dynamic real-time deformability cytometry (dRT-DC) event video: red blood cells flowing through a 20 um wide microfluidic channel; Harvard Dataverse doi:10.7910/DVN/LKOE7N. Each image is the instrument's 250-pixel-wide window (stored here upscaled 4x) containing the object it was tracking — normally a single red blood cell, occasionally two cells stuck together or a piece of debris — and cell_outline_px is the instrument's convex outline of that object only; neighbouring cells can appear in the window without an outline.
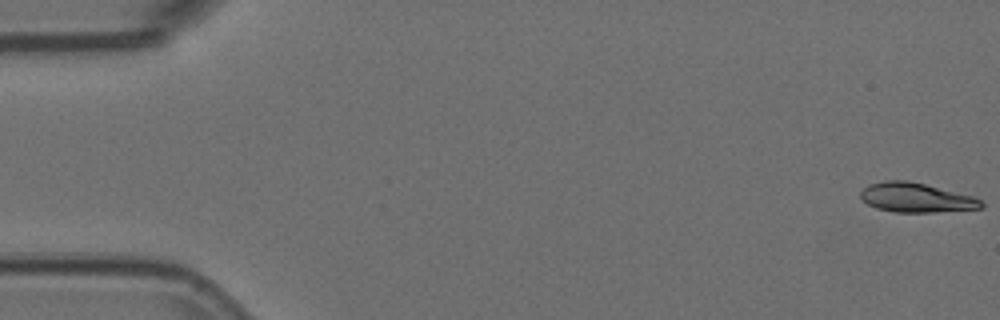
{"species": "Egyptian fruit bat (a non-hibernating species)", "species_latin": "Rousettus aegyptiacus", "temperature_condition": "room temperature", "stored_images_in_passage": 5, "camera_frame_rate_fps": 3000, "um_per_image_px": 0.085, "animal": {"sex": "female"}, "frame": {"image": 1, "passage_image": 1, "time_ms": 0.0, "image_size_px": [1000, 320], "cell_outline_px": [[984, 208], [932, 212], [892, 212], [876, 208], [860, 200], [860, 192], [868, 184], [884, 180], [908, 180], [972, 196], [980, 200], [984, 204]], "centroid_in_image_um": [77.81, 16.8], "position_along_channel_um": 7.2, "area_um2": 20.69}}
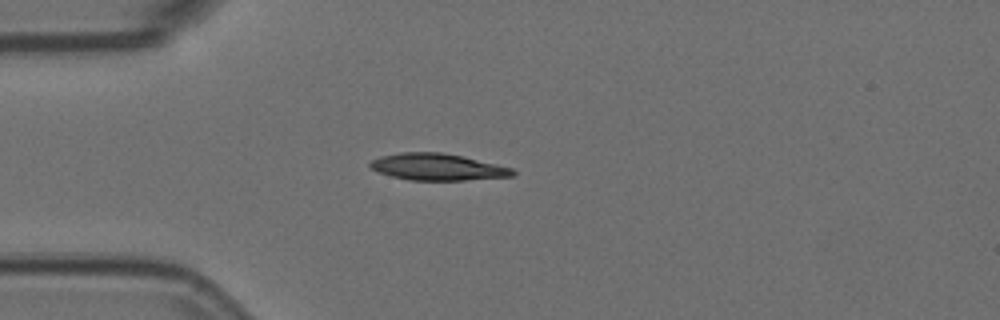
{"frame": {"image": 2, "passage_image": 5, "time_ms": 1.333, "image_size_px": [1000, 320], "cell_outline_px": [[516, 176], [464, 180], [408, 180], [392, 176], [380, 172], [372, 168], [368, 164], [372, 160], [380, 156], [400, 152], [444, 152], [496, 164], [512, 168], [516, 172]], "centroid_in_image_um": [37.2, 14.19], "position_along_channel_um": 47.8, "area_um2": 22.14}}